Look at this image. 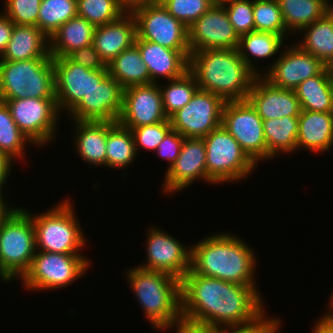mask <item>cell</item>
<instances>
[{
	"mask_svg": "<svg viewBox=\"0 0 333 333\" xmlns=\"http://www.w3.org/2000/svg\"><path fill=\"white\" fill-rule=\"evenodd\" d=\"M259 289L198 275L190 269L181 280V315L218 329L249 324L267 309Z\"/></svg>",
	"mask_w": 333,
	"mask_h": 333,
	"instance_id": "1",
	"label": "cell"
},
{
	"mask_svg": "<svg viewBox=\"0 0 333 333\" xmlns=\"http://www.w3.org/2000/svg\"><path fill=\"white\" fill-rule=\"evenodd\" d=\"M256 255L253 247L237 234L214 232L191 244L190 269L198 275L258 286Z\"/></svg>",
	"mask_w": 333,
	"mask_h": 333,
	"instance_id": "2",
	"label": "cell"
},
{
	"mask_svg": "<svg viewBox=\"0 0 333 333\" xmlns=\"http://www.w3.org/2000/svg\"><path fill=\"white\" fill-rule=\"evenodd\" d=\"M188 70L198 88L224 102L244 101L257 75L235 49H205L190 53Z\"/></svg>",
	"mask_w": 333,
	"mask_h": 333,
	"instance_id": "3",
	"label": "cell"
},
{
	"mask_svg": "<svg viewBox=\"0 0 333 333\" xmlns=\"http://www.w3.org/2000/svg\"><path fill=\"white\" fill-rule=\"evenodd\" d=\"M125 272L126 282L152 328L159 330L182 316L179 279L168 273L137 266Z\"/></svg>",
	"mask_w": 333,
	"mask_h": 333,
	"instance_id": "4",
	"label": "cell"
},
{
	"mask_svg": "<svg viewBox=\"0 0 333 333\" xmlns=\"http://www.w3.org/2000/svg\"><path fill=\"white\" fill-rule=\"evenodd\" d=\"M74 206L70 199L65 198L46 212H30L35 229L36 251L84 254L82 251L88 239L80 228Z\"/></svg>",
	"mask_w": 333,
	"mask_h": 333,
	"instance_id": "5",
	"label": "cell"
},
{
	"mask_svg": "<svg viewBox=\"0 0 333 333\" xmlns=\"http://www.w3.org/2000/svg\"><path fill=\"white\" fill-rule=\"evenodd\" d=\"M36 253L35 229L30 210L17 208L0 224V281L21 280Z\"/></svg>",
	"mask_w": 333,
	"mask_h": 333,
	"instance_id": "6",
	"label": "cell"
},
{
	"mask_svg": "<svg viewBox=\"0 0 333 333\" xmlns=\"http://www.w3.org/2000/svg\"><path fill=\"white\" fill-rule=\"evenodd\" d=\"M56 99L52 59L0 60V99Z\"/></svg>",
	"mask_w": 333,
	"mask_h": 333,
	"instance_id": "7",
	"label": "cell"
},
{
	"mask_svg": "<svg viewBox=\"0 0 333 333\" xmlns=\"http://www.w3.org/2000/svg\"><path fill=\"white\" fill-rule=\"evenodd\" d=\"M203 140L207 176L215 186L247 180L258 168L222 125L203 137Z\"/></svg>",
	"mask_w": 333,
	"mask_h": 333,
	"instance_id": "8",
	"label": "cell"
},
{
	"mask_svg": "<svg viewBox=\"0 0 333 333\" xmlns=\"http://www.w3.org/2000/svg\"><path fill=\"white\" fill-rule=\"evenodd\" d=\"M91 259L85 254H62L36 251L31 266L21 279L26 291L62 289L87 274Z\"/></svg>",
	"mask_w": 333,
	"mask_h": 333,
	"instance_id": "9",
	"label": "cell"
},
{
	"mask_svg": "<svg viewBox=\"0 0 333 333\" xmlns=\"http://www.w3.org/2000/svg\"><path fill=\"white\" fill-rule=\"evenodd\" d=\"M4 101L18 128L38 148L55 140L61 113L56 99H0Z\"/></svg>",
	"mask_w": 333,
	"mask_h": 333,
	"instance_id": "10",
	"label": "cell"
},
{
	"mask_svg": "<svg viewBox=\"0 0 333 333\" xmlns=\"http://www.w3.org/2000/svg\"><path fill=\"white\" fill-rule=\"evenodd\" d=\"M221 125L256 165H260L258 162L267 161L263 120L247 99L225 102Z\"/></svg>",
	"mask_w": 333,
	"mask_h": 333,
	"instance_id": "11",
	"label": "cell"
},
{
	"mask_svg": "<svg viewBox=\"0 0 333 333\" xmlns=\"http://www.w3.org/2000/svg\"><path fill=\"white\" fill-rule=\"evenodd\" d=\"M131 13L136 21L138 39L172 50L190 51L187 26L172 16L162 4L141 6Z\"/></svg>",
	"mask_w": 333,
	"mask_h": 333,
	"instance_id": "12",
	"label": "cell"
},
{
	"mask_svg": "<svg viewBox=\"0 0 333 333\" xmlns=\"http://www.w3.org/2000/svg\"><path fill=\"white\" fill-rule=\"evenodd\" d=\"M146 235V261L137 267L168 273L181 281L191 268V246L158 226H148Z\"/></svg>",
	"mask_w": 333,
	"mask_h": 333,
	"instance_id": "13",
	"label": "cell"
},
{
	"mask_svg": "<svg viewBox=\"0 0 333 333\" xmlns=\"http://www.w3.org/2000/svg\"><path fill=\"white\" fill-rule=\"evenodd\" d=\"M55 97L62 114L69 113L109 74L108 69L93 70L74 63L68 56L53 58Z\"/></svg>",
	"mask_w": 333,
	"mask_h": 333,
	"instance_id": "14",
	"label": "cell"
},
{
	"mask_svg": "<svg viewBox=\"0 0 333 333\" xmlns=\"http://www.w3.org/2000/svg\"><path fill=\"white\" fill-rule=\"evenodd\" d=\"M224 101L198 89L191 100L169 117L172 129L185 138H203L221 126Z\"/></svg>",
	"mask_w": 333,
	"mask_h": 333,
	"instance_id": "15",
	"label": "cell"
},
{
	"mask_svg": "<svg viewBox=\"0 0 333 333\" xmlns=\"http://www.w3.org/2000/svg\"><path fill=\"white\" fill-rule=\"evenodd\" d=\"M286 45L271 65L262 66V77L272 86L295 90L300 83L319 75L326 68L318 58L303 51L296 43Z\"/></svg>",
	"mask_w": 333,
	"mask_h": 333,
	"instance_id": "16",
	"label": "cell"
},
{
	"mask_svg": "<svg viewBox=\"0 0 333 333\" xmlns=\"http://www.w3.org/2000/svg\"><path fill=\"white\" fill-rule=\"evenodd\" d=\"M206 147L203 138H185L181 152L176 161L165 170L161 186L162 194H176L189 188L199 179L205 183L215 184L207 176Z\"/></svg>",
	"mask_w": 333,
	"mask_h": 333,
	"instance_id": "17",
	"label": "cell"
},
{
	"mask_svg": "<svg viewBox=\"0 0 333 333\" xmlns=\"http://www.w3.org/2000/svg\"><path fill=\"white\" fill-rule=\"evenodd\" d=\"M188 28L191 53L205 49H235L239 36L235 32L223 5L213 4Z\"/></svg>",
	"mask_w": 333,
	"mask_h": 333,
	"instance_id": "18",
	"label": "cell"
},
{
	"mask_svg": "<svg viewBox=\"0 0 333 333\" xmlns=\"http://www.w3.org/2000/svg\"><path fill=\"white\" fill-rule=\"evenodd\" d=\"M124 88L108 75L68 113L70 120L117 122L123 106Z\"/></svg>",
	"mask_w": 333,
	"mask_h": 333,
	"instance_id": "19",
	"label": "cell"
},
{
	"mask_svg": "<svg viewBox=\"0 0 333 333\" xmlns=\"http://www.w3.org/2000/svg\"><path fill=\"white\" fill-rule=\"evenodd\" d=\"M168 119L162 106L159 83L131 86L124 89L123 106L117 120L126 128L164 122Z\"/></svg>",
	"mask_w": 333,
	"mask_h": 333,
	"instance_id": "20",
	"label": "cell"
},
{
	"mask_svg": "<svg viewBox=\"0 0 333 333\" xmlns=\"http://www.w3.org/2000/svg\"><path fill=\"white\" fill-rule=\"evenodd\" d=\"M247 100L262 120L298 117L301 106L295 90L272 86L262 76H257L250 88Z\"/></svg>",
	"mask_w": 333,
	"mask_h": 333,
	"instance_id": "21",
	"label": "cell"
},
{
	"mask_svg": "<svg viewBox=\"0 0 333 333\" xmlns=\"http://www.w3.org/2000/svg\"><path fill=\"white\" fill-rule=\"evenodd\" d=\"M135 44L153 83H159L160 79L168 81L179 78L188 71L191 51L172 50L137 37Z\"/></svg>",
	"mask_w": 333,
	"mask_h": 333,
	"instance_id": "22",
	"label": "cell"
},
{
	"mask_svg": "<svg viewBox=\"0 0 333 333\" xmlns=\"http://www.w3.org/2000/svg\"><path fill=\"white\" fill-rule=\"evenodd\" d=\"M136 37L135 18L131 12H126L113 22L97 26L92 44L107 65L121 52L131 47Z\"/></svg>",
	"mask_w": 333,
	"mask_h": 333,
	"instance_id": "23",
	"label": "cell"
},
{
	"mask_svg": "<svg viewBox=\"0 0 333 333\" xmlns=\"http://www.w3.org/2000/svg\"><path fill=\"white\" fill-rule=\"evenodd\" d=\"M333 112L301 110L298 116L297 150L317 154L332 151Z\"/></svg>",
	"mask_w": 333,
	"mask_h": 333,
	"instance_id": "24",
	"label": "cell"
},
{
	"mask_svg": "<svg viewBox=\"0 0 333 333\" xmlns=\"http://www.w3.org/2000/svg\"><path fill=\"white\" fill-rule=\"evenodd\" d=\"M74 126V150L88 165L106 167V141L108 122L70 120ZM105 166V167H104Z\"/></svg>",
	"mask_w": 333,
	"mask_h": 333,
	"instance_id": "25",
	"label": "cell"
},
{
	"mask_svg": "<svg viewBox=\"0 0 333 333\" xmlns=\"http://www.w3.org/2000/svg\"><path fill=\"white\" fill-rule=\"evenodd\" d=\"M28 59H52L50 39L37 26L16 25L5 51L0 56L3 61Z\"/></svg>",
	"mask_w": 333,
	"mask_h": 333,
	"instance_id": "26",
	"label": "cell"
},
{
	"mask_svg": "<svg viewBox=\"0 0 333 333\" xmlns=\"http://www.w3.org/2000/svg\"><path fill=\"white\" fill-rule=\"evenodd\" d=\"M286 37L273 32L252 31L239 36L238 53L248 67L257 75H263V67L257 65L261 59L266 61L282 53ZM255 62V63H254ZM258 66V67H257ZM260 68V69H259ZM262 68V70H261ZM261 70V71H260Z\"/></svg>",
	"mask_w": 333,
	"mask_h": 333,
	"instance_id": "27",
	"label": "cell"
},
{
	"mask_svg": "<svg viewBox=\"0 0 333 333\" xmlns=\"http://www.w3.org/2000/svg\"><path fill=\"white\" fill-rule=\"evenodd\" d=\"M95 28L82 17L71 18L50 36L51 57H66L74 50L92 44Z\"/></svg>",
	"mask_w": 333,
	"mask_h": 333,
	"instance_id": "28",
	"label": "cell"
},
{
	"mask_svg": "<svg viewBox=\"0 0 333 333\" xmlns=\"http://www.w3.org/2000/svg\"><path fill=\"white\" fill-rule=\"evenodd\" d=\"M287 31L293 36L333 8L331 0H277Z\"/></svg>",
	"mask_w": 333,
	"mask_h": 333,
	"instance_id": "29",
	"label": "cell"
},
{
	"mask_svg": "<svg viewBox=\"0 0 333 333\" xmlns=\"http://www.w3.org/2000/svg\"><path fill=\"white\" fill-rule=\"evenodd\" d=\"M299 33L303 40L296 44L303 51L313 54L326 66L333 60V8Z\"/></svg>",
	"mask_w": 333,
	"mask_h": 333,
	"instance_id": "30",
	"label": "cell"
},
{
	"mask_svg": "<svg viewBox=\"0 0 333 333\" xmlns=\"http://www.w3.org/2000/svg\"><path fill=\"white\" fill-rule=\"evenodd\" d=\"M295 93L301 110L333 112V81L327 67L319 75L300 83Z\"/></svg>",
	"mask_w": 333,
	"mask_h": 333,
	"instance_id": "31",
	"label": "cell"
},
{
	"mask_svg": "<svg viewBox=\"0 0 333 333\" xmlns=\"http://www.w3.org/2000/svg\"><path fill=\"white\" fill-rule=\"evenodd\" d=\"M263 131L268 161L297 151L298 117L263 120Z\"/></svg>",
	"mask_w": 333,
	"mask_h": 333,
	"instance_id": "32",
	"label": "cell"
},
{
	"mask_svg": "<svg viewBox=\"0 0 333 333\" xmlns=\"http://www.w3.org/2000/svg\"><path fill=\"white\" fill-rule=\"evenodd\" d=\"M107 69L108 74L119 82L124 89L153 83L135 43L107 64Z\"/></svg>",
	"mask_w": 333,
	"mask_h": 333,
	"instance_id": "33",
	"label": "cell"
},
{
	"mask_svg": "<svg viewBox=\"0 0 333 333\" xmlns=\"http://www.w3.org/2000/svg\"><path fill=\"white\" fill-rule=\"evenodd\" d=\"M137 151L133 133L118 122H108L106 141L107 169H121L122 171L136 161Z\"/></svg>",
	"mask_w": 333,
	"mask_h": 333,
	"instance_id": "34",
	"label": "cell"
},
{
	"mask_svg": "<svg viewBox=\"0 0 333 333\" xmlns=\"http://www.w3.org/2000/svg\"><path fill=\"white\" fill-rule=\"evenodd\" d=\"M28 144L35 147L18 128L7 104L0 100V151H3L16 163L17 161L25 162L23 158H25L24 155L27 152L25 149H27Z\"/></svg>",
	"mask_w": 333,
	"mask_h": 333,
	"instance_id": "35",
	"label": "cell"
},
{
	"mask_svg": "<svg viewBox=\"0 0 333 333\" xmlns=\"http://www.w3.org/2000/svg\"><path fill=\"white\" fill-rule=\"evenodd\" d=\"M166 83L163 85L159 82V88L162 95L163 110L169 118L176 111L183 108L199 88L194 75L189 70L181 77L168 80Z\"/></svg>",
	"mask_w": 333,
	"mask_h": 333,
	"instance_id": "36",
	"label": "cell"
},
{
	"mask_svg": "<svg viewBox=\"0 0 333 333\" xmlns=\"http://www.w3.org/2000/svg\"><path fill=\"white\" fill-rule=\"evenodd\" d=\"M77 16V0H42L37 27L49 38L65 22Z\"/></svg>",
	"mask_w": 333,
	"mask_h": 333,
	"instance_id": "37",
	"label": "cell"
},
{
	"mask_svg": "<svg viewBox=\"0 0 333 333\" xmlns=\"http://www.w3.org/2000/svg\"><path fill=\"white\" fill-rule=\"evenodd\" d=\"M125 13L120 0H77V16L95 27L113 22Z\"/></svg>",
	"mask_w": 333,
	"mask_h": 333,
	"instance_id": "38",
	"label": "cell"
},
{
	"mask_svg": "<svg viewBox=\"0 0 333 333\" xmlns=\"http://www.w3.org/2000/svg\"><path fill=\"white\" fill-rule=\"evenodd\" d=\"M255 31L273 32L290 37L277 0H253ZM288 36V37H287Z\"/></svg>",
	"mask_w": 333,
	"mask_h": 333,
	"instance_id": "39",
	"label": "cell"
},
{
	"mask_svg": "<svg viewBox=\"0 0 333 333\" xmlns=\"http://www.w3.org/2000/svg\"><path fill=\"white\" fill-rule=\"evenodd\" d=\"M161 4L187 27L198 20L213 5L210 0H162Z\"/></svg>",
	"mask_w": 333,
	"mask_h": 333,
	"instance_id": "40",
	"label": "cell"
},
{
	"mask_svg": "<svg viewBox=\"0 0 333 333\" xmlns=\"http://www.w3.org/2000/svg\"><path fill=\"white\" fill-rule=\"evenodd\" d=\"M222 5L238 36L255 31L253 0H231Z\"/></svg>",
	"mask_w": 333,
	"mask_h": 333,
	"instance_id": "41",
	"label": "cell"
},
{
	"mask_svg": "<svg viewBox=\"0 0 333 333\" xmlns=\"http://www.w3.org/2000/svg\"><path fill=\"white\" fill-rule=\"evenodd\" d=\"M129 129L133 133L135 148L138 154L141 148H143V151H155L158 144L164 139L165 135L172 127L168 118L164 122Z\"/></svg>",
	"mask_w": 333,
	"mask_h": 333,
	"instance_id": "42",
	"label": "cell"
},
{
	"mask_svg": "<svg viewBox=\"0 0 333 333\" xmlns=\"http://www.w3.org/2000/svg\"><path fill=\"white\" fill-rule=\"evenodd\" d=\"M42 0H5L4 14L16 25L37 26Z\"/></svg>",
	"mask_w": 333,
	"mask_h": 333,
	"instance_id": "43",
	"label": "cell"
},
{
	"mask_svg": "<svg viewBox=\"0 0 333 333\" xmlns=\"http://www.w3.org/2000/svg\"><path fill=\"white\" fill-rule=\"evenodd\" d=\"M279 318L270 316L265 311L249 324L219 328L217 333H278L282 325V319Z\"/></svg>",
	"mask_w": 333,
	"mask_h": 333,
	"instance_id": "44",
	"label": "cell"
},
{
	"mask_svg": "<svg viewBox=\"0 0 333 333\" xmlns=\"http://www.w3.org/2000/svg\"><path fill=\"white\" fill-rule=\"evenodd\" d=\"M185 137L178 133L176 130L171 129L164 137V139L158 144L157 149L154 151L159 158L163 161H167L169 169L170 166L176 161L181 152ZM165 159V160H164Z\"/></svg>",
	"mask_w": 333,
	"mask_h": 333,
	"instance_id": "45",
	"label": "cell"
},
{
	"mask_svg": "<svg viewBox=\"0 0 333 333\" xmlns=\"http://www.w3.org/2000/svg\"><path fill=\"white\" fill-rule=\"evenodd\" d=\"M68 57L74 63L79 64L87 69H107V65L101 59L100 54L94 48L93 44L74 50L68 55Z\"/></svg>",
	"mask_w": 333,
	"mask_h": 333,
	"instance_id": "46",
	"label": "cell"
},
{
	"mask_svg": "<svg viewBox=\"0 0 333 333\" xmlns=\"http://www.w3.org/2000/svg\"><path fill=\"white\" fill-rule=\"evenodd\" d=\"M168 329L169 331L171 329H175L173 330L176 331L175 333H217L218 331V328L212 325L192 321L182 316L171 325L163 327L159 330L164 332L165 330L168 331Z\"/></svg>",
	"mask_w": 333,
	"mask_h": 333,
	"instance_id": "47",
	"label": "cell"
},
{
	"mask_svg": "<svg viewBox=\"0 0 333 333\" xmlns=\"http://www.w3.org/2000/svg\"><path fill=\"white\" fill-rule=\"evenodd\" d=\"M14 29V23L0 12V56L5 51Z\"/></svg>",
	"mask_w": 333,
	"mask_h": 333,
	"instance_id": "48",
	"label": "cell"
},
{
	"mask_svg": "<svg viewBox=\"0 0 333 333\" xmlns=\"http://www.w3.org/2000/svg\"><path fill=\"white\" fill-rule=\"evenodd\" d=\"M13 165H15V162L3 151H0V180H9Z\"/></svg>",
	"mask_w": 333,
	"mask_h": 333,
	"instance_id": "49",
	"label": "cell"
},
{
	"mask_svg": "<svg viewBox=\"0 0 333 333\" xmlns=\"http://www.w3.org/2000/svg\"><path fill=\"white\" fill-rule=\"evenodd\" d=\"M310 333H333V320L320 315Z\"/></svg>",
	"mask_w": 333,
	"mask_h": 333,
	"instance_id": "50",
	"label": "cell"
},
{
	"mask_svg": "<svg viewBox=\"0 0 333 333\" xmlns=\"http://www.w3.org/2000/svg\"><path fill=\"white\" fill-rule=\"evenodd\" d=\"M120 2L126 12H132L141 6L161 4L162 0H120Z\"/></svg>",
	"mask_w": 333,
	"mask_h": 333,
	"instance_id": "51",
	"label": "cell"
},
{
	"mask_svg": "<svg viewBox=\"0 0 333 333\" xmlns=\"http://www.w3.org/2000/svg\"><path fill=\"white\" fill-rule=\"evenodd\" d=\"M5 198V196H0V224L17 208Z\"/></svg>",
	"mask_w": 333,
	"mask_h": 333,
	"instance_id": "52",
	"label": "cell"
},
{
	"mask_svg": "<svg viewBox=\"0 0 333 333\" xmlns=\"http://www.w3.org/2000/svg\"><path fill=\"white\" fill-rule=\"evenodd\" d=\"M329 301L327 302L328 304V310H327V313H323L324 314V316L325 317H327V318H329V319H331V320H333V291H332V293L330 294V296H329ZM329 311V312H328Z\"/></svg>",
	"mask_w": 333,
	"mask_h": 333,
	"instance_id": "53",
	"label": "cell"
},
{
	"mask_svg": "<svg viewBox=\"0 0 333 333\" xmlns=\"http://www.w3.org/2000/svg\"><path fill=\"white\" fill-rule=\"evenodd\" d=\"M7 181H9V180H0V196H5L4 194V192H5V185H7L8 184V182ZM4 191V192H3Z\"/></svg>",
	"mask_w": 333,
	"mask_h": 333,
	"instance_id": "54",
	"label": "cell"
},
{
	"mask_svg": "<svg viewBox=\"0 0 333 333\" xmlns=\"http://www.w3.org/2000/svg\"><path fill=\"white\" fill-rule=\"evenodd\" d=\"M213 4H216V5H222L228 1H231V0H210Z\"/></svg>",
	"mask_w": 333,
	"mask_h": 333,
	"instance_id": "55",
	"label": "cell"
},
{
	"mask_svg": "<svg viewBox=\"0 0 333 333\" xmlns=\"http://www.w3.org/2000/svg\"><path fill=\"white\" fill-rule=\"evenodd\" d=\"M329 70H333V60L326 66Z\"/></svg>",
	"mask_w": 333,
	"mask_h": 333,
	"instance_id": "56",
	"label": "cell"
},
{
	"mask_svg": "<svg viewBox=\"0 0 333 333\" xmlns=\"http://www.w3.org/2000/svg\"><path fill=\"white\" fill-rule=\"evenodd\" d=\"M332 81H333V70H330Z\"/></svg>",
	"mask_w": 333,
	"mask_h": 333,
	"instance_id": "57",
	"label": "cell"
}]
</instances>
